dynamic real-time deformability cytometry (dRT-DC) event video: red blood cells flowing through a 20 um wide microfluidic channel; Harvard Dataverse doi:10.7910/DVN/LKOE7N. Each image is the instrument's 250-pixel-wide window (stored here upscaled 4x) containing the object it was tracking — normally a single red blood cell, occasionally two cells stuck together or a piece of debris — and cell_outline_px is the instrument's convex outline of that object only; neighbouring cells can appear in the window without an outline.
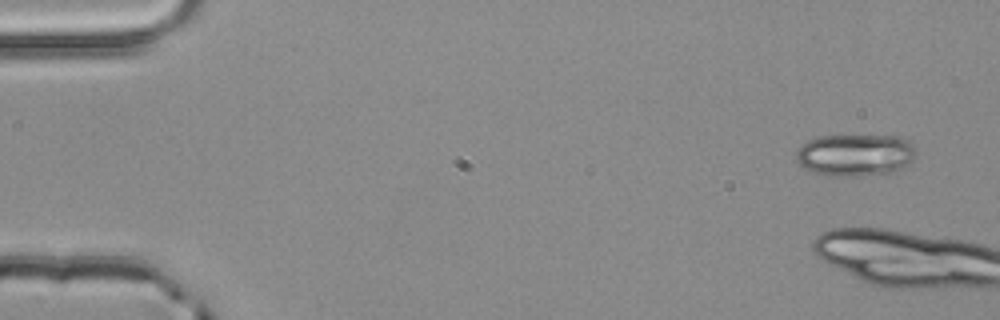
{"species": "common noctule bat (a hibernating species)", "species_latin": "Nyctalus noctula", "temperature_condition": "room temperature", "stored_images_in_passage": 5, "camera_frame_rate_fps": 3000, "um_per_image_px": 0.085, "animal": {"sex": "male", "body_mass_g": 20.4}, "frame": {"image": 1, "passage_image": 1, "time_ms": 0.0, "image_size_px": [1000, 320], "cell_outline_px": [[916, 152], [912, 160], [900, 168], [892, 172], [852, 176], [828, 176], [812, 172], [804, 168], [796, 160], [796, 152], [800, 144], [808, 140], [820, 136], [900, 136], [908, 140], [916, 148]], "centroid_in_image_um": [72.66, 13.16], "position_along_channel_um": 12.3, "area_um2": 29.42}}